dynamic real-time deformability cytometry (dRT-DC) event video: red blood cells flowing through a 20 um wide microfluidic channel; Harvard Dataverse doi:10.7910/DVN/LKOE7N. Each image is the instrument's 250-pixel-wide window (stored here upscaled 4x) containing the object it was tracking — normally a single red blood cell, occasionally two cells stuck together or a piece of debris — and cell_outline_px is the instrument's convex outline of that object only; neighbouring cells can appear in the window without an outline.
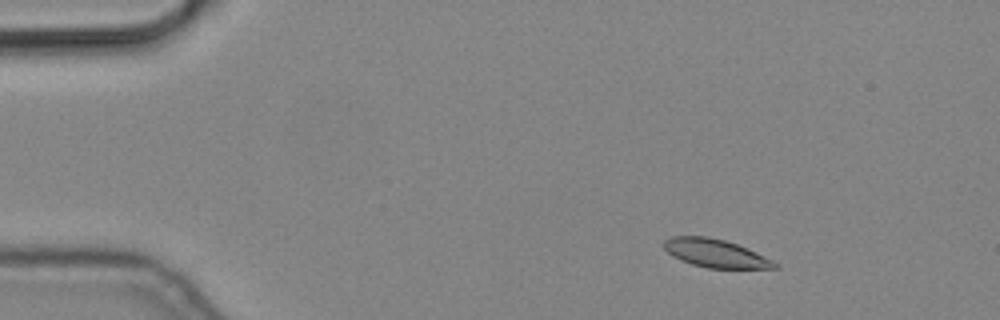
{"species": "common noctule bat (a hibernating species)", "species_latin": "Nyctalus noctula", "temperature_condition": "cold", "stored_images_in_passage": 14, "camera_frame_rate_fps": 3000, "um_per_image_px": 0.085, "animal": {"sex": "male", "body_mass_g": 19.2, "forearm_length_mm": 51.8}, "frame": {"image": 1, "passage_image": 2, "time_ms": 0.333, "image_size_px": [1000, 320], "cell_outline_px": [[780, 268], [708, 268], [692, 264], [680, 260], [672, 256], [664, 248], [664, 240], [672, 236], [708, 236], [724, 240], [736, 244], [756, 252], [780, 264]], "centroid_in_image_um": [60.81, 21.53], "position_along_channel_um": 24.2, "area_um2": 18.15}}
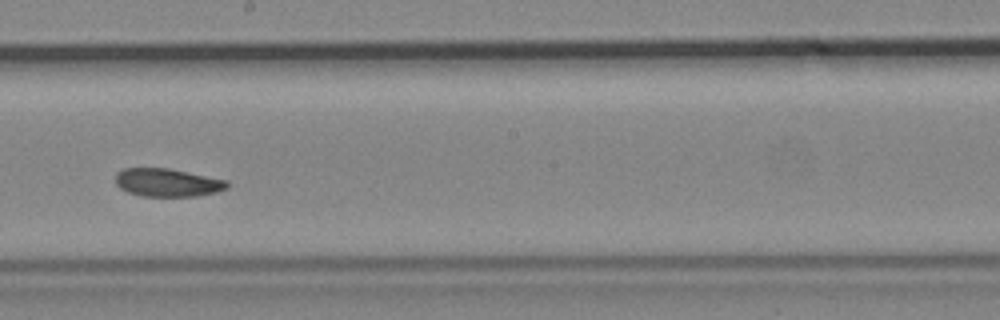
{"frame": {"image": 2, "passage_image": 8, "time_ms": 2.333, "image_size_px": [1000, 320], "cell_outline_px": [[228, 188], [216, 192], [196, 196], [144, 196], [128, 192], [120, 188], [116, 184], [116, 172], [124, 168], [168, 168], [228, 180]], "centroid_in_image_um": [14.23, 15.51], "position_along_channel_um": 234.0, "area_um2": 18.26}}
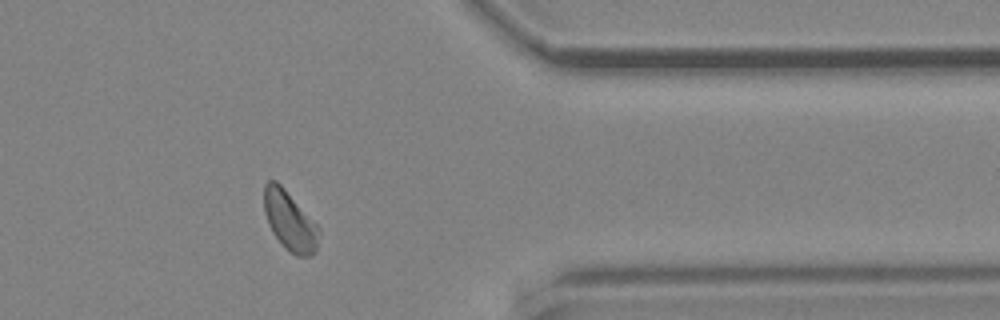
{"frame": {"image": 3, "passage_image": 12, "time_ms": 3.667, "image_size_px": [1000, 320], "cell_outline_px": [[320, 232], [316, 252], [312, 256], [296, 256], [284, 248], [280, 244], [272, 232], [268, 224], [264, 212], [264, 184], [268, 180], [276, 180], [284, 188], [320, 228]], "centroid_in_image_um": [24.62, 18.81], "position_along_channel_um": 386.8, "area_um2": 19.13}}